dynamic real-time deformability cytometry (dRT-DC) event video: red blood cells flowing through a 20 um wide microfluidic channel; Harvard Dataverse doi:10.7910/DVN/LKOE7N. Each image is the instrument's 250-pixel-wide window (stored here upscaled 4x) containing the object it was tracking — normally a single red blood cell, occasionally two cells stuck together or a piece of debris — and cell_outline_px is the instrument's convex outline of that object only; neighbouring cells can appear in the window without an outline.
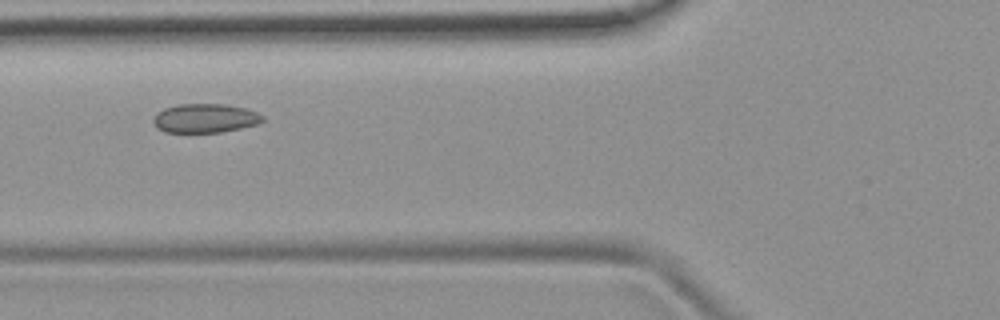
{"species": "common noctule bat (a hibernating species)", "species_latin": "Nyctalus noctula", "temperature_condition": "room temperature", "stored_images_in_passage": 7, "camera_frame_rate_fps": 3000, "um_per_image_px": 0.085, "animal": {"sex": "female", "body_mass_g": 19.9}, "frame": {"image": 1, "passage_image": 4, "time_ms": 3.667, "image_size_px": [1000, 320], "cell_outline_px": [[264, 120], [256, 124], [240, 128], [220, 132], [164, 132], [156, 128], [152, 120], [156, 112], [164, 108], [180, 104], [224, 104], [244, 108], [256, 112], [264, 116]], "centroid_in_image_um": [17.39, 10.05], "position_along_channel_um": 108.4, "area_um2": 18.44}}
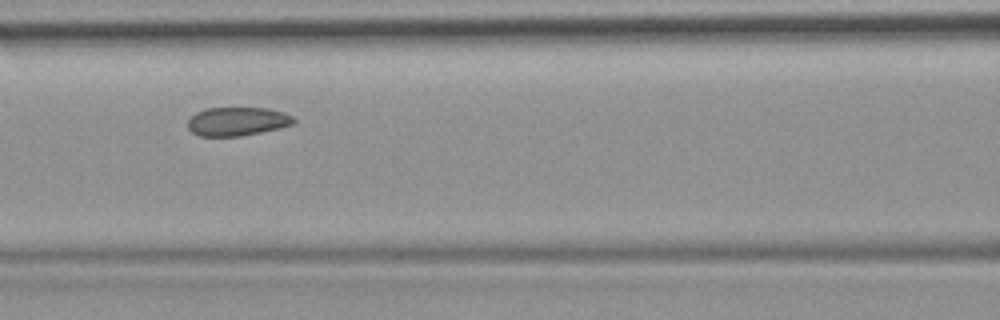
{"frame": {"image": 2, "passage_image": 5, "time_ms": 4.667, "image_size_px": [1000, 320], "cell_outline_px": [[296, 124], [280, 128], [240, 136], [200, 136], [192, 132], [188, 128], [188, 120], [196, 112], [208, 108], [268, 108], [284, 112], [292, 116], [296, 120]], "centroid_in_image_um": [20.2, 10.32], "position_along_channel_um": 146.4, "area_um2": 17.74}}
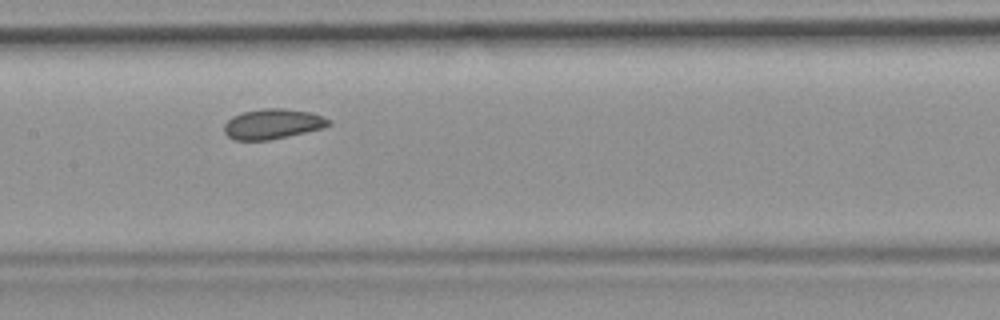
{"frame": {"image": 3, "passage_image": 6, "time_ms": 5.667, "image_size_px": [1000, 320], "cell_outline_px": [[332, 124], [324, 128], [272, 140], [236, 140], [228, 136], [224, 132], [224, 124], [232, 116], [244, 112], [264, 108], [284, 108], [308, 112], [324, 116]], "centroid_in_image_um": [23.18, 10.54], "position_along_channel_um": 184.2, "area_um2": 18.38}}